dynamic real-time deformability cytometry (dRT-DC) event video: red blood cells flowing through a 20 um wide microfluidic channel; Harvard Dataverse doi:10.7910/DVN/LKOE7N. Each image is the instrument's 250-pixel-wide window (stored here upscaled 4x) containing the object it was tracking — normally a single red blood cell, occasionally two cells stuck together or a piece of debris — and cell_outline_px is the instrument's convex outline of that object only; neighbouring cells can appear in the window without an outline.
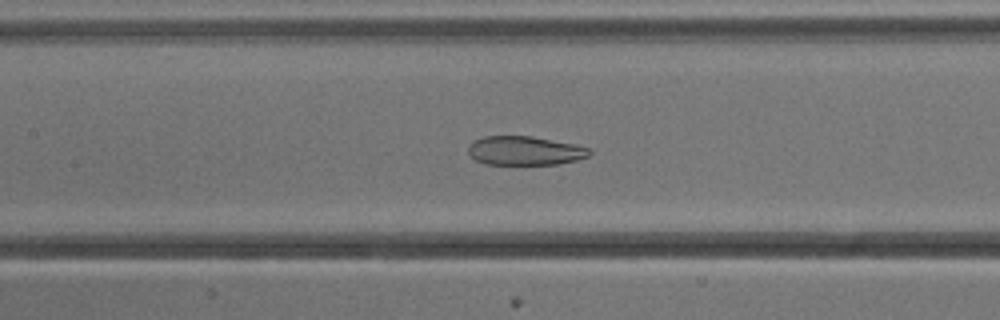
{"species": "common noctule bat (a hibernating species)", "species_latin": "Nyctalus noctula", "temperature_condition": "cold", "stored_images_in_passage": 37, "camera_frame_rate_fps": 3000, "um_per_image_px": 0.085, "animal": {"sex": "male", "body_mass_g": 13.3}, "frame": {"image": 1, "passage_image": 8, "time_ms": 2.333, "image_size_px": [1000, 320], "cell_outline_px": [[592, 152], [588, 156], [576, 160], [556, 164], [484, 164], [476, 160], [468, 152], [468, 144], [472, 140], [484, 136], [532, 136], [576, 144], [588, 148]], "centroid_in_image_um": [44.58, 12.8], "position_along_channel_um": 162.8, "area_um2": 20.52}}
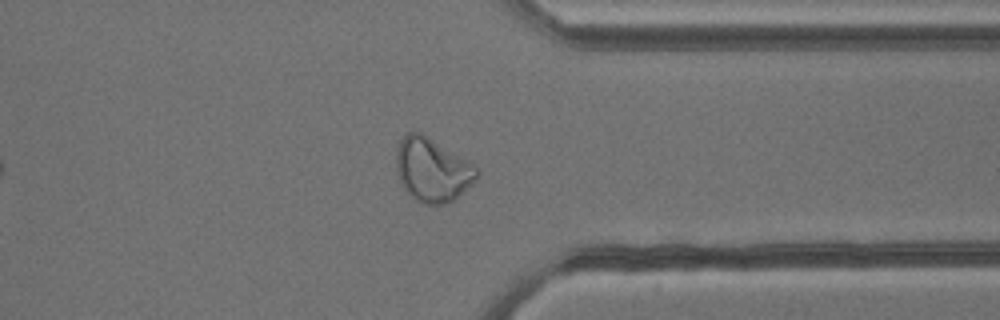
{"frame": {"image": 2, "passage_image": 25, "time_ms": 8.0, "image_size_px": [1000, 320], "cell_outline_px": [[480, 172], [472, 184], [456, 200], [444, 204], [424, 204], [416, 200], [400, 184], [396, 168], [396, 148], [400, 140], [408, 132], [420, 132], [468, 160]], "centroid_in_image_um": [36.74, 14.45], "position_along_channel_um": 374.7, "area_um2": 29.94}}
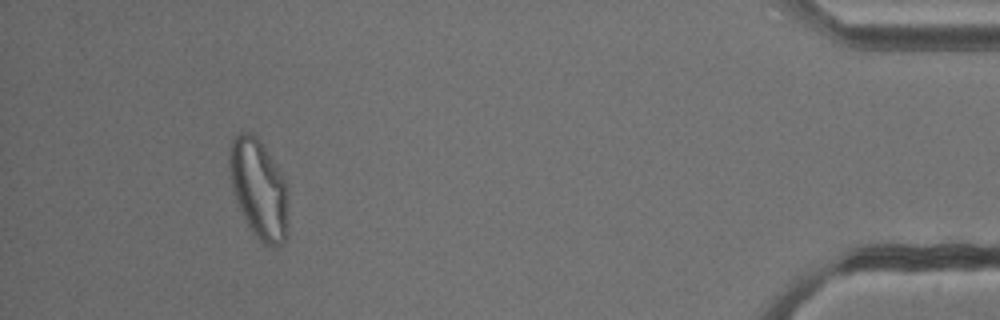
{"frame": {"image": 3, "passage_image": 33, "time_ms": 10.667, "image_size_px": [1000, 320], "cell_outline_px": [[288, 236], [284, 244], [276, 248], [272, 248], [264, 244], [252, 232], [232, 192], [228, 160], [228, 156], [232, 140], [240, 132], [248, 132], [256, 136], [260, 140], [276, 164], [288, 188]], "centroid_in_image_um": [22.03, 16.1], "position_along_channel_um": 413.2, "area_um2": 34.56}}